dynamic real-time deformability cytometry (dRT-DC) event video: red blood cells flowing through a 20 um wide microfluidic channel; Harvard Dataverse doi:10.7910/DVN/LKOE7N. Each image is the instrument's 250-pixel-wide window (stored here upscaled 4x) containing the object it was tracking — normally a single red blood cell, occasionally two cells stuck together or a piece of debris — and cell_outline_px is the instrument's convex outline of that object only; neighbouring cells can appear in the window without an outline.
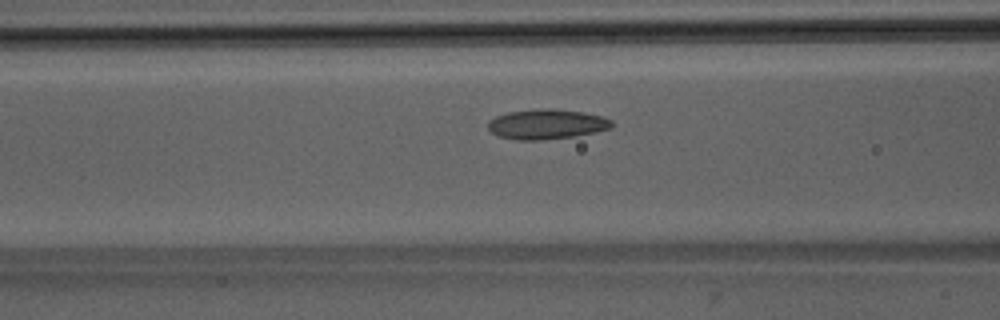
{"species": "Egyptian fruit bat (a non-hibernating species)", "species_latin": "Rousettus aegyptiacus", "temperature_condition": "room temperature", "stored_images_in_passage": 33, "camera_frame_rate_fps": 3000, "um_per_image_px": 0.085, "animal": {"sex": "male"}, "frame": {"image": 1, "passage_image": 10, "time_ms": 3.0, "image_size_px": [1000, 320], "cell_outline_px": [[612, 128], [572, 136], [540, 140], [516, 140], [500, 136], [492, 132], [488, 128], [488, 120], [496, 116], [508, 112], [540, 108], [552, 108], [584, 112], [604, 116], [612, 120]], "centroid_in_image_um": [46.46, 10.54], "position_along_channel_um": 120.1, "area_um2": 21.56}}